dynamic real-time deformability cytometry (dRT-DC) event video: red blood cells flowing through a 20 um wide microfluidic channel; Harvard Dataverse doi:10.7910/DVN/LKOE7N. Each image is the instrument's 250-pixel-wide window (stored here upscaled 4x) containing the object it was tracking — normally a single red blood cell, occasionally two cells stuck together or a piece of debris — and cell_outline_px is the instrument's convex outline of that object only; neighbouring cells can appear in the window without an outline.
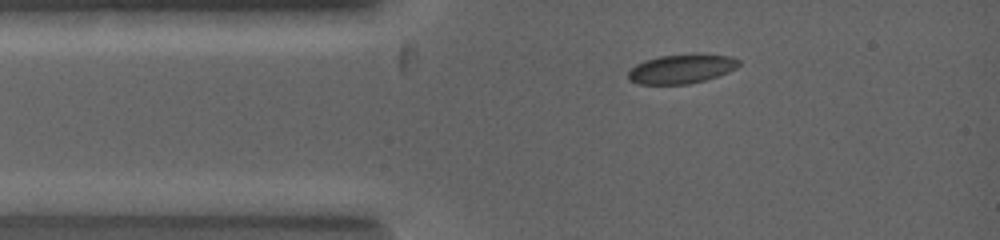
{"species": "common noctule bat (a hibernating species)", "species_latin": "Nyctalus noctula", "temperature_condition": "warm", "stored_images_in_passage": 3, "camera_frame_rate_fps": 5000, "um_per_image_px": 0.085, "animal": {"sex": "female", "body_mass_g": 19.0, "forearm_length_mm": 53.3}, "frame": {"image": 1, "passage_image": 2, "time_ms": 1.0, "image_size_px": [1000, 240], "cell_outline_px": [[740, 64], [736, 68], [728, 72], [704, 80], [688, 84], [640, 84], [628, 80], [628, 72], [636, 64], [644, 60], [660, 56], [696, 52], [728, 56], [740, 60]], "centroid_in_image_um": [57.93, 5.83], "position_along_channel_um": 27.1, "area_um2": 19.07}}
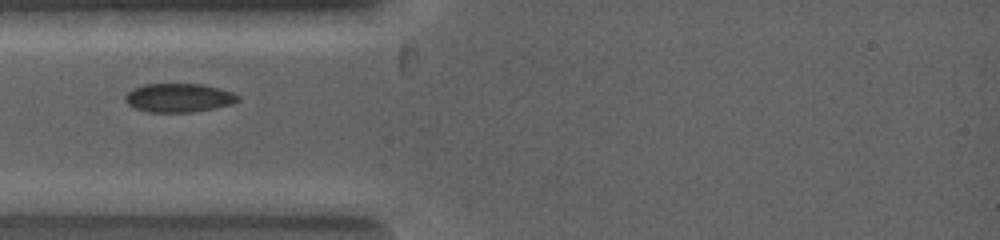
{"frame": {"image": 2, "passage_image": 3, "time_ms": 2.0, "image_size_px": [1000, 240], "cell_outline_px": [[236, 100], [228, 104], [212, 108], [192, 112], [148, 112], [136, 108], [128, 104], [124, 100], [124, 96], [128, 92], [144, 84], [200, 84], [220, 88], [232, 92], [236, 96]], "centroid_in_image_um": [15.12, 8.31], "position_along_channel_um": 69.9, "area_um2": 18.44}}